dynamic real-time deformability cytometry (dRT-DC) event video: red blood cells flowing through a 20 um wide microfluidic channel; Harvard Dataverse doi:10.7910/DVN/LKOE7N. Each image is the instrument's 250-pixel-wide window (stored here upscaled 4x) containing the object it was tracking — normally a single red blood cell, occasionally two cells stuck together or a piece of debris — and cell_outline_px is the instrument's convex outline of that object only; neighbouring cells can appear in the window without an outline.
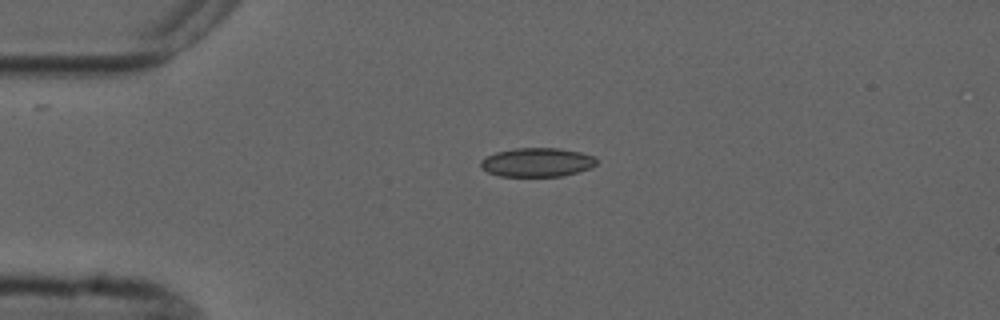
{"species": "common noctule bat (a hibernating species)", "species_latin": "Nyctalus noctula", "temperature_condition": "cold", "stored_images_in_passage": 3, "camera_frame_rate_fps": 3000, "um_per_image_px": 0.085, "animal": {"sex": "male", "forearm_length_mm": 52.5}, "frame": {"image": 1, "passage_image": 2, "time_ms": 1.333, "image_size_px": [1000, 320], "cell_outline_px": [[596, 164], [592, 168], [560, 176], [500, 176], [488, 172], [480, 168], [480, 160], [496, 152], [516, 148], [560, 148], [580, 152], [592, 156], [596, 160]], "centroid_in_image_um": [45.63, 13.79], "position_along_channel_um": 39.4, "area_um2": 19.42}}